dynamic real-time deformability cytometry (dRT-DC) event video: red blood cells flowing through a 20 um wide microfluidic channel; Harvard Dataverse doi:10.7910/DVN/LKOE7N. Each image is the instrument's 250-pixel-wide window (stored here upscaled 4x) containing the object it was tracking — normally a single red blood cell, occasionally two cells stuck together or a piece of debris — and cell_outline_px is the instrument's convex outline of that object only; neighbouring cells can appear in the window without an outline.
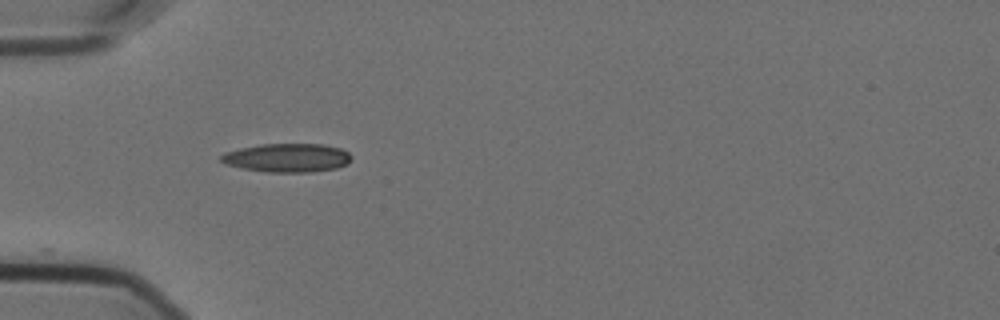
{"species": "Egyptian fruit bat (a non-hibernating species)", "species_latin": "Rousettus aegyptiacus", "temperature_condition": "cold", "stored_images_in_passage": 8, "camera_frame_rate_fps": 3000, "um_per_image_px": 0.085, "animal": {"sex": "female"}, "frame": {"image": 1, "passage_image": 1, "time_ms": 0.0, "image_size_px": [1000, 320], "cell_outline_px": [[352, 156], [348, 164], [336, 168], [312, 172], [268, 172], [244, 168], [224, 164], [220, 160], [220, 156], [224, 152], [240, 148], [260, 144], [324, 144], [340, 148], [348, 152]], "centroid_in_image_um": [24.42, 13.41], "position_along_channel_um": 60.6, "area_um2": 21.85}}
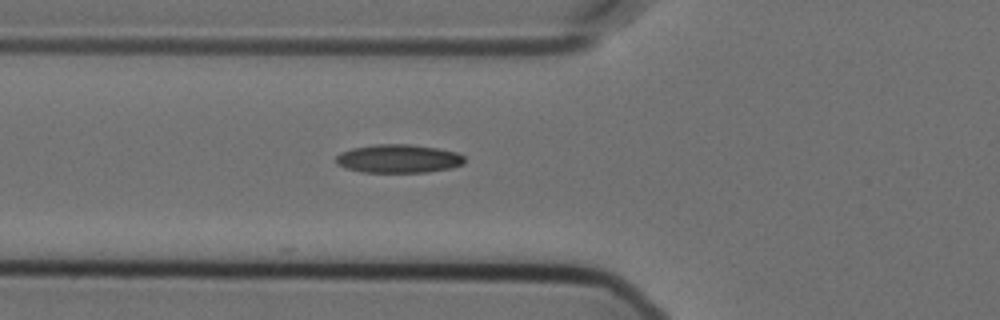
{"frame": {"image": 2, "passage_image": 4, "time_ms": 1.0, "image_size_px": [1000, 320], "cell_outline_px": [[464, 164], [452, 168], [428, 172], [360, 172], [344, 168], [336, 164], [336, 156], [340, 152], [352, 148], [376, 144], [408, 144], [436, 148], [456, 152], [464, 156]], "centroid_in_image_um": [33.84, 13.49], "position_along_channel_um": 92.0, "area_um2": 21.44}}
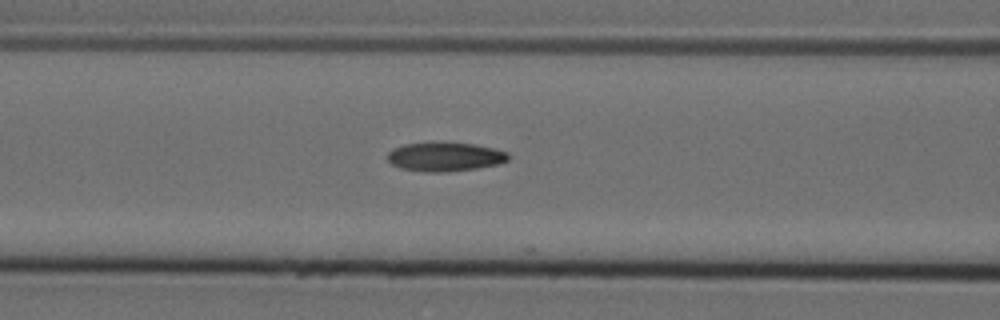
{"frame": {"image": 3, "passage_image": 7, "time_ms": 2.0, "image_size_px": [1000, 320], "cell_outline_px": [[508, 160], [496, 164], [476, 168], [448, 172], [428, 172], [400, 168], [392, 164], [388, 160], [388, 152], [392, 148], [404, 144], [432, 140], [476, 144], [496, 148], [508, 152]], "centroid_in_image_um": [37.79, 13.28], "position_along_channel_um": 128.8, "area_um2": 20.98}}